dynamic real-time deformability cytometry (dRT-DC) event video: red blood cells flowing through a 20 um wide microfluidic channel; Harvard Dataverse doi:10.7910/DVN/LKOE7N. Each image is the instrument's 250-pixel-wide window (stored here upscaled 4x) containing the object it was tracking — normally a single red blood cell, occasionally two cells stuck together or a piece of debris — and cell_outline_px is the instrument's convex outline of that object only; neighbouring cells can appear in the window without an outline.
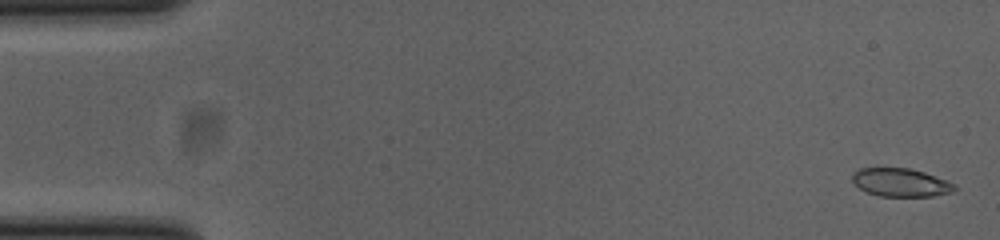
{"species": "common noctule bat (a hibernating species)", "species_latin": "Nyctalus noctula", "temperature_condition": "cold", "stored_images_in_passage": 53, "camera_frame_rate_fps": 3000, "um_per_image_px": 0.085, "animal": {"sex": "female", "body_mass_g": 23.0, "forearm_length_mm": 53.4}, "frame": {"image": 1, "passage_image": 2, "time_ms": 0.333, "image_size_px": [1000, 240], "cell_outline_px": [[956, 188], [952, 192], [932, 196], [880, 196], [868, 192], [860, 188], [852, 180], [852, 172], [860, 168], [908, 168], [924, 172], [948, 180], [956, 184]], "centroid_in_image_um": [76.58, 15.5], "position_along_channel_um": 8.4, "area_um2": 16.82}}
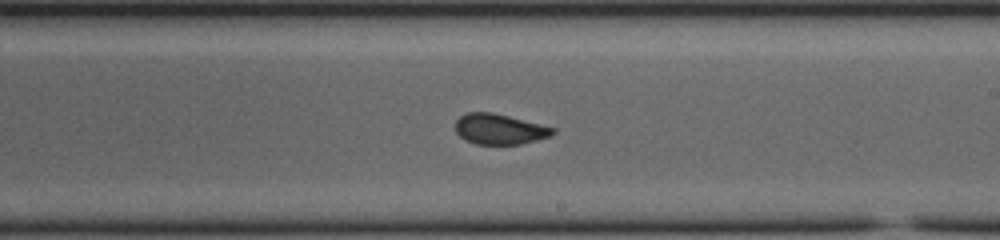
{"frame": {"image": 2, "passage_image": 31, "time_ms": 10.0, "image_size_px": [1000, 240], "cell_outline_px": [[556, 132], [548, 136], [536, 140], [520, 144], [476, 144], [464, 140], [456, 132], [456, 120], [464, 112], [492, 112], [556, 128]], "centroid_in_image_um": [42.43, 10.97], "position_along_channel_um": 246.6, "area_um2": 17.22}}
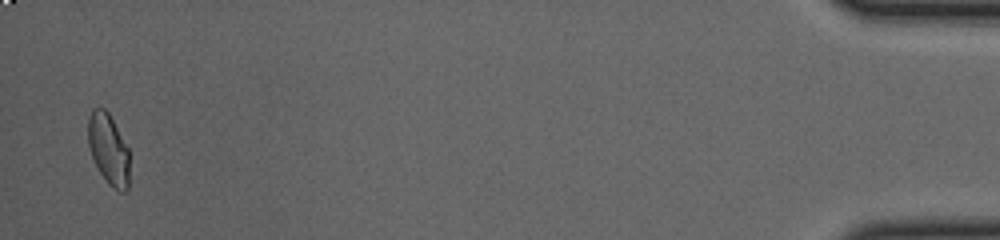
{"frame": {"image": 3, "passage_image": 52, "time_ms": 17.0, "image_size_px": [1000, 240], "cell_outline_px": [[128, 188], [124, 192], [120, 192], [112, 188], [108, 184], [100, 172], [88, 148], [88, 116], [92, 108], [104, 108], [108, 112], [128, 148]], "centroid_in_image_um": [9.2, 12.68], "position_along_channel_um": 426.0, "area_um2": 16.99}, "authors_computed_cell_mechanics": {"area_um2": 17.9758, "velocity_mm_per_s": 3.8699, "shape_relaxation_time_tau1_ms": null, "shape_relaxation_time_tau2_ms": 0.918, "deformation_change_tau1": null, "deformation_change_tau2": 0.0538}}